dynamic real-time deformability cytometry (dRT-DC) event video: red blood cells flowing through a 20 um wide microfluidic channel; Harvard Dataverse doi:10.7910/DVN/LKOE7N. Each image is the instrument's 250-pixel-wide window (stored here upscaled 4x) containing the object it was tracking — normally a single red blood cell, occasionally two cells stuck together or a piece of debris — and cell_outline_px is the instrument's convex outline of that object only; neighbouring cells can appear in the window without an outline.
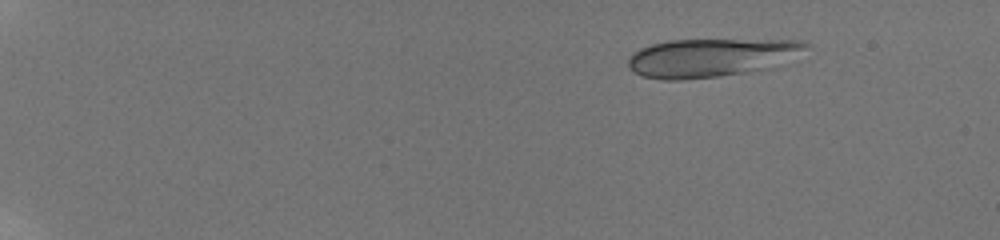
{"species": "human", "species_latin": "Homo sapiens", "temperature_condition": "room temperature", "stored_images_in_passage": 7, "camera_frame_rate_fps": 3000, "um_per_image_px": 0.085, "donor": {"sex": "male"}, "frame": {"image": 1, "passage_image": 4, "time_ms": 1.0, "image_size_px": [1000, 240], "cell_outline_px": [[812, 44], [764, 68], [748, 72], [720, 76], [684, 80], [660, 80], [640, 76], [632, 72], [628, 68], [628, 56], [640, 48], [652, 44], [668, 40], [804, 40]], "centroid_in_image_um": [60.23, 4.9], "position_along_channel_um": 24.8, "area_um2": 39.13}}